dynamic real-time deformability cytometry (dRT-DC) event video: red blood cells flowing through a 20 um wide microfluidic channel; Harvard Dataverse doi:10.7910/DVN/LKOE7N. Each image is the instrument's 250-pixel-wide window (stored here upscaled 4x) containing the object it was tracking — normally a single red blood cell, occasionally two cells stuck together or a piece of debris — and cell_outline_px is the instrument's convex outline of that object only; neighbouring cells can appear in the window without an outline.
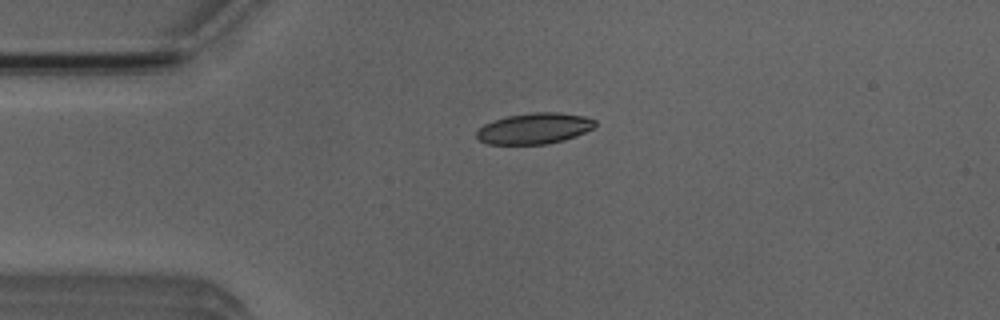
{"species": "Egyptian fruit bat (a non-hibernating species)", "species_latin": "Rousettus aegyptiacus", "temperature_condition": "room temperature", "stored_images_in_passage": 36, "camera_frame_rate_fps": 3000, "um_per_image_px": 0.085, "animal": {"sex": "male"}, "frame": {"image": 1, "passage_image": 1, "time_ms": 0.0, "image_size_px": [1000, 320], "cell_outline_px": [[596, 124], [592, 128], [576, 136], [564, 140], [548, 144], [488, 144], [480, 140], [476, 136], [476, 132], [484, 124], [508, 116], [532, 112], [556, 112], [584, 116], [596, 120]], "centroid_in_image_um": [45.43, 10.92], "position_along_channel_um": 39.6, "area_um2": 21.21}}
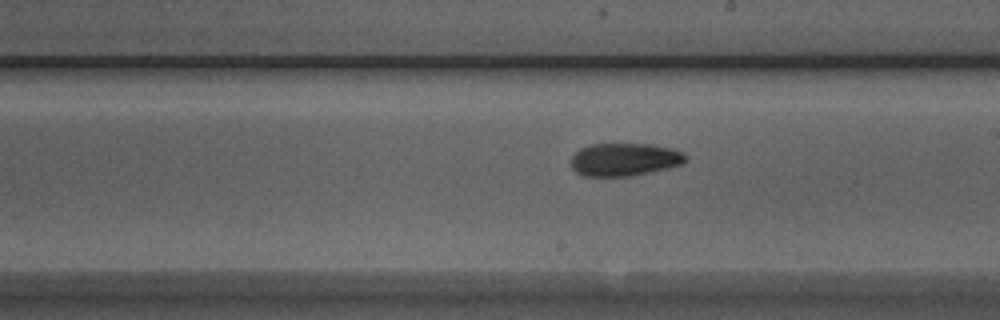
{"frame": {"image": 2, "passage_image": 18, "time_ms": 5.667, "image_size_px": [1000, 320], "cell_outline_px": [[684, 160], [680, 164], [668, 168], [632, 176], [584, 176], [576, 172], [572, 168], [572, 156], [580, 148], [592, 144], [652, 144], [672, 148], [680, 152], [684, 156]], "centroid_in_image_um": [53.04, 13.56], "position_along_channel_um": 236.0, "area_um2": 21.73}}
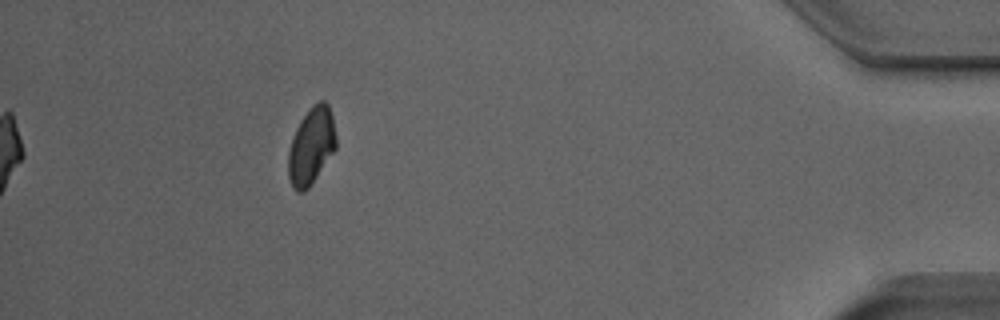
{"frame": {"image": 3, "passage_image": 36, "time_ms": 11.667, "image_size_px": [1000, 320], "cell_outline_px": [[336, 148], [308, 188], [304, 192], [296, 192], [292, 188], [288, 176], [288, 152], [296, 128], [300, 120], [312, 104], [320, 100], [324, 100], [328, 104], [332, 116], [336, 136]], "centroid_in_image_um": [26.45, 12.4], "position_along_channel_um": 408.8, "area_um2": 21.39}, "authors_computed_cell_mechanics": {"area_um2": 21.8773, "velocity_mm_per_s": 3.9042, "shape_relaxation_time_tau1_ms": 4.9478, "shape_relaxation_time_tau2_ms": 2.3564, "deformation_change_tau1": 0.1247, "deformation_change_tau2": 0.0595}}